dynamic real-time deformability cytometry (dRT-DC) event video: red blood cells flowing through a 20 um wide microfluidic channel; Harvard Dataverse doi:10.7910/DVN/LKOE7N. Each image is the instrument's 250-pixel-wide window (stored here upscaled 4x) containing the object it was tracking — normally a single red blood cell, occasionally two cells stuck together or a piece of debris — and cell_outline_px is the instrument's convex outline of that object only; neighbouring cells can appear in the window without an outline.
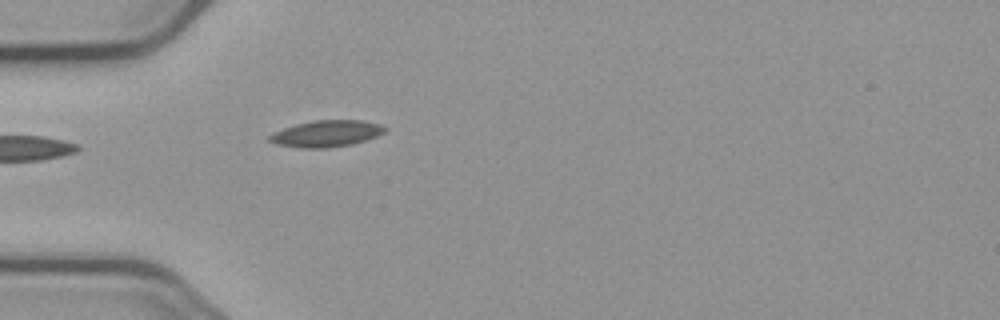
{"species": "common noctule bat (a hibernating species)", "species_latin": "Nyctalus noctula", "temperature_condition": "cold", "stored_images_in_passage": 3, "camera_frame_rate_fps": 3000, "um_per_image_px": 0.085, "animal": {"sex": "male", "body_mass_g": 23.1, "forearm_length_mm": 52.7}, "frame": {"image": 1, "passage_image": 3, "time_ms": 3.333, "image_size_px": [1000, 320], "cell_outline_px": [[388, 128], [384, 132], [376, 136], [352, 144], [324, 148], [300, 148], [276, 144], [268, 140], [268, 136], [272, 132], [296, 124], [312, 120], [360, 120], [380, 124]], "centroid_in_image_um": [27.71, 11.35], "position_along_channel_um": 57.3, "area_um2": 17.8}}